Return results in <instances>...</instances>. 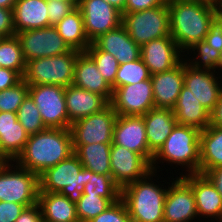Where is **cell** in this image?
I'll return each mask as SVG.
<instances>
[{
    "instance_id": "36",
    "label": "cell",
    "mask_w": 222,
    "mask_h": 222,
    "mask_svg": "<svg viewBox=\"0 0 222 222\" xmlns=\"http://www.w3.org/2000/svg\"><path fill=\"white\" fill-rule=\"evenodd\" d=\"M75 204L79 222H89L113 203L98 195L80 194L75 199Z\"/></svg>"
},
{
    "instance_id": "41",
    "label": "cell",
    "mask_w": 222,
    "mask_h": 222,
    "mask_svg": "<svg viewBox=\"0 0 222 222\" xmlns=\"http://www.w3.org/2000/svg\"><path fill=\"white\" fill-rule=\"evenodd\" d=\"M76 7L77 3L73 0H47L49 26H55Z\"/></svg>"
},
{
    "instance_id": "35",
    "label": "cell",
    "mask_w": 222,
    "mask_h": 222,
    "mask_svg": "<svg viewBox=\"0 0 222 222\" xmlns=\"http://www.w3.org/2000/svg\"><path fill=\"white\" fill-rule=\"evenodd\" d=\"M150 78L151 74L149 69L140 57L133 62H126L119 65L115 83L111 87L114 89L127 84H135Z\"/></svg>"
},
{
    "instance_id": "45",
    "label": "cell",
    "mask_w": 222,
    "mask_h": 222,
    "mask_svg": "<svg viewBox=\"0 0 222 222\" xmlns=\"http://www.w3.org/2000/svg\"><path fill=\"white\" fill-rule=\"evenodd\" d=\"M166 4L165 0H126L122 13H131L151 9Z\"/></svg>"
},
{
    "instance_id": "11",
    "label": "cell",
    "mask_w": 222,
    "mask_h": 222,
    "mask_svg": "<svg viewBox=\"0 0 222 222\" xmlns=\"http://www.w3.org/2000/svg\"><path fill=\"white\" fill-rule=\"evenodd\" d=\"M15 35L20 41L26 62L42 57L57 56L72 50L54 26L21 31Z\"/></svg>"
},
{
    "instance_id": "48",
    "label": "cell",
    "mask_w": 222,
    "mask_h": 222,
    "mask_svg": "<svg viewBox=\"0 0 222 222\" xmlns=\"http://www.w3.org/2000/svg\"><path fill=\"white\" fill-rule=\"evenodd\" d=\"M204 175L211 181L222 197V166L212 168Z\"/></svg>"
},
{
    "instance_id": "12",
    "label": "cell",
    "mask_w": 222,
    "mask_h": 222,
    "mask_svg": "<svg viewBox=\"0 0 222 222\" xmlns=\"http://www.w3.org/2000/svg\"><path fill=\"white\" fill-rule=\"evenodd\" d=\"M110 105L117 115H145L155 107L151 78L114 88Z\"/></svg>"
},
{
    "instance_id": "13",
    "label": "cell",
    "mask_w": 222,
    "mask_h": 222,
    "mask_svg": "<svg viewBox=\"0 0 222 222\" xmlns=\"http://www.w3.org/2000/svg\"><path fill=\"white\" fill-rule=\"evenodd\" d=\"M77 7L82 13L84 30L91 43L122 24V12L104 0H79Z\"/></svg>"
},
{
    "instance_id": "32",
    "label": "cell",
    "mask_w": 222,
    "mask_h": 222,
    "mask_svg": "<svg viewBox=\"0 0 222 222\" xmlns=\"http://www.w3.org/2000/svg\"><path fill=\"white\" fill-rule=\"evenodd\" d=\"M86 181H88L81 194L98 195L108 198L115 203L121 198V188L114 182L111 174H96L86 168Z\"/></svg>"
},
{
    "instance_id": "17",
    "label": "cell",
    "mask_w": 222,
    "mask_h": 222,
    "mask_svg": "<svg viewBox=\"0 0 222 222\" xmlns=\"http://www.w3.org/2000/svg\"><path fill=\"white\" fill-rule=\"evenodd\" d=\"M112 144L132 150L152 163L154 154L149 150L143 116L117 115Z\"/></svg>"
},
{
    "instance_id": "50",
    "label": "cell",
    "mask_w": 222,
    "mask_h": 222,
    "mask_svg": "<svg viewBox=\"0 0 222 222\" xmlns=\"http://www.w3.org/2000/svg\"><path fill=\"white\" fill-rule=\"evenodd\" d=\"M110 5L114 6L119 11L123 12L126 4V0H104Z\"/></svg>"
},
{
    "instance_id": "44",
    "label": "cell",
    "mask_w": 222,
    "mask_h": 222,
    "mask_svg": "<svg viewBox=\"0 0 222 222\" xmlns=\"http://www.w3.org/2000/svg\"><path fill=\"white\" fill-rule=\"evenodd\" d=\"M13 10L0 7V37L15 36Z\"/></svg>"
},
{
    "instance_id": "21",
    "label": "cell",
    "mask_w": 222,
    "mask_h": 222,
    "mask_svg": "<svg viewBox=\"0 0 222 222\" xmlns=\"http://www.w3.org/2000/svg\"><path fill=\"white\" fill-rule=\"evenodd\" d=\"M29 134L17 119V113L0 112V163L14 161L22 152Z\"/></svg>"
},
{
    "instance_id": "27",
    "label": "cell",
    "mask_w": 222,
    "mask_h": 222,
    "mask_svg": "<svg viewBox=\"0 0 222 222\" xmlns=\"http://www.w3.org/2000/svg\"><path fill=\"white\" fill-rule=\"evenodd\" d=\"M13 18L15 33L49 27L47 0H17Z\"/></svg>"
},
{
    "instance_id": "40",
    "label": "cell",
    "mask_w": 222,
    "mask_h": 222,
    "mask_svg": "<svg viewBox=\"0 0 222 222\" xmlns=\"http://www.w3.org/2000/svg\"><path fill=\"white\" fill-rule=\"evenodd\" d=\"M89 222H132L124 201L120 198Z\"/></svg>"
},
{
    "instance_id": "49",
    "label": "cell",
    "mask_w": 222,
    "mask_h": 222,
    "mask_svg": "<svg viewBox=\"0 0 222 222\" xmlns=\"http://www.w3.org/2000/svg\"><path fill=\"white\" fill-rule=\"evenodd\" d=\"M210 125L222 128V92L214 110L210 113Z\"/></svg>"
},
{
    "instance_id": "8",
    "label": "cell",
    "mask_w": 222,
    "mask_h": 222,
    "mask_svg": "<svg viewBox=\"0 0 222 222\" xmlns=\"http://www.w3.org/2000/svg\"><path fill=\"white\" fill-rule=\"evenodd\" d=\"M122 25L140 47L151 40L169 36L168 5L166 3L143 11L122 13Z\"/></svg>"
},
{
    "instance_id": "30",
    "label": "cell",
    "mask_w": 222,
    "mask_h": 222,
    "mask_svg": "<svg viewBox=\"0 0 222 222\" xmlns=\"http://www.w3.org/2000/svg\"><path fill=\"white\" fill-rule=\"evenodd\" d=\"M112 143L72 144L84 168L96 174H111L110 150Z\"/></svg>"
},
{
    "instance_id": "46",
    "label": "cell",
    "mask_w": 222,
    "mask_h": 222,
    "mask_svg": "<svg viewBox=\"0 0 222 222\" xmlns=\"http://www.w3.org/2000/svg\"><path fill=\"white\" fill-rule=\"evenodd\" d=\"M22 80V77L11 69L0 67V91L15 86Z\"/></svg>"
},
{
    "instance_id": "10",
    "label": "cell",
    "mask_w": 222,
    "mask_h": 222,
    "mask_svg": "<svg viewBox=\"0 0 222 222\" xmlns=\"http://www.w3.org/2000/svg\"><path fill=\"white\" fill-rule=\"evenodd\" d=\"M117 113L109 104L102 111L70 125L72 144L112 143Z\"/></svg>"
},
{
    "instance_id": "33",
    "label": "cell",
    "mask_w": 222,
    "mask_h": 222,
    "mask_svg": "<svg viewBox=\"0 0 222 222\" xmlns=\"http://www.w3.org/2000/svg\"><path fill=\"white\" fill-rule=\"evenodd\" d=\"M195 50L196 53L198 52L197 54L195 53ZM190 51L191 53L194 51L193 53L197 56L196 58L190 57L191 60L187 58L185 61L193 68L212 71L218 70V73H220V70L222 72V53L210 47L206 41L202 40L194 43L189 49H187V54H190Z\"/></svg>"
},
{
    "instance_id": "34",
    "label": "cell",
    "mask_w": 222,
    "mask_h": 222,
    "mask_svg": "<svg viewBox=\"0 0 222 222\" xmlns=\"http://www.w3.org/2000/svg\"><path fill=\"white\" fill-rule=\"evenodd\" d=\"M0 66L16 71L21 77L23 76L26 61L16 35L0 39Z\"/></svg>"
},
{
    "instance_id": "39",
    "label": "cell",
    "mask_w": 222,
    "mask_h": 222,
    "mask_svg": "<svg viewBox=\"0 0 222 222\" xmlns=\"http://www.w3.org/2000/svg\"><path fill=\"white\" fill-rule=\"evenodd\" d=\"M28 94L29 85L23 79L15 86L0 91V112L17 113Z\"/></svg>"
},
{
    "instance_id": "26",
    "label": "cell",
    "mask_w": 222,
    "mask_h": 222,
    "mask_svg": "<svg viewBox=\"0 0 222 222\" xmlns=\"http://www.w3.org/2000/svg\"><path fill=\"white\" fill-rule=\"evenodd\" d=\"M172 111L177 124L191 126L200 131L210 125V112L189 93V88L185 85H183Z\"/></svg>"
},
{
    "instance_id": "29",
    "label": "cell",
    "mask_w": 222,
    "mask_h": 222,
    "mask_svg": "<svg viewBox=\"0 0 222 222\" xmlns=\"http://www.w3.org/2000/svg\"><path fill=\"white\" fill-rule=\"evenodd\" d=\"M222 166V128L209 125L200 132V174Z\"/></svg>"
},
{
    "instance_id": "23",
    "label": "cell",
    "mask_w": 222,
    "mask_h": 222,
    "mask_svg": "<svg viewBox=\"0 0 222 222\" xmlns=\"http://www.w3.org/2000/svg\"><path fill=\"white\" fill-rule=\"evenodd\" d=\"M73 85L92 93L99 94L109 103L112 99V87L102 77L95 62L86 52H80L77 56Z\"/></svg>"
},
{
    "instance_id": "2",
    "label": "cell",
    "mask_w": 222,
    "mask_h": 222,
    "mask_svg": "<svg viewBox=\"0 0 222 222\" xmlns=\"http://www.w3.org/2000/svg\"><path fill=\"white\" fill-rule=\"evenodd\" d=\"M73 153L69 128H46L29 135L22 152L13 162L39 176Z\"/></svg>"
},
{
    "instance_id": "19",
    "label": "cell",
    "mask_w": 222,
    "mask_h": 222,
    "mask_svg": "<svg viewBox=\"0 0 222 222\" xmlns=\"http://www.w3.org/2000/svg\"><path fill=\"white\" fill-rule=\"evenodd\" d=\"M180 175L192 187L198 220L200 217H210L212 222L220 221L222 219V197L211 181L200 173L185 175L181 173Z\"/></svg>"
},
{
    "instance_id": "7",
    "label": "cell",
    "mask_w": 222,
    "mask_h": 222,
    "mask_svg": "<svg viewBox=\"0 0 222 222\" xmlns=\"http://www.w3.org/2000/svg\"><path fill=\"white\" fill-rule=\"evenodd\" d=\"M87 182L86 168L75 153L39 175L40 192H59L74 200Z\"/></svg>"
},
{
    "instance_id": "3",
    "label": "cell",
    "mask_w": 222,
    "mask_h": 222,
    "mask_svg": "<svg viewBox=\"0 0 222 222\" xmlns=\"http://www.w3.org/2000/svg\"><path fill=\"white\" fill-rule=\"evenodd\" d=\"M151 171L143 179L132 182L121 189L132 222H164V202L167 188L152 181L156 177ZM161 186V187H160Z\"/></svg>"
},
{
    "instance_id": "52",
    "label": "cell",
    "mask_w": 222,
    "mask_h": 222,
    "mask_svg": "<svg viewBox=\"0 0 222 222\" xmlns=\"http://www.w3.org/2000/svg\"><path fill=\"white\" fill-rule=\"evenodd\" d=\"M211 5H214L222 10V0H199Z\"/></svg>"
},
{
    "instance_id": "14",
    "label": "cell",
    "mask_w": 222,
    "mask_h": 222,
    "mask_svg": "<svg viewBox=\"0 0 222 222\" xmlns=\"http://www.w3.org/2000/svg\"><path fill=\"white\" fill-rule=\"evenodd\" d=\"M110 165L111 176L121 189L152 171L151 164L143 156L115 144H111Z\"/></svg>"
},
{
    "instance_id": "20",
    "label": "cell",
    "mask_w": 222,
    "mask_h": 222,
    "mask_svg": "<svg viewBox=\"0 0 222 222\" xmlns=\"http://www.w3.org/2000/svg\"><path fill=\"white\" fill-rule=\"evenodd\" d=\"M156 108L173 109L184 85V60L173 69L151 75Z\"/></svg>"
},
{
    "instance_id": "22",
    "label": "cell",
    "mask_w": 222,
    "mask_h": 222,
    "mask_svg": "<svg viewBox=\"0 0 222 222\" xmlns=\"http://www.w3.org/2000/svg\"><path fill=\"white\" fill-rule=\"evenodd\" d=\"M92 43L99 50L112 54L119 64L133 62L140 58V46L130 38L122 24L100 35Z\"/></svg>"
},
{
    "instance_id": "9",
    "label": "cell",
    "mask_w": 222,
    "mask_h": 222,
    "mask_svg": "<svg viewBox=\"0 0 222 222\" xmlns=\"http://www.w3.org/2000/svg\"><path fill=\"white\" fill-rule=\"evenodd\" d=\"M29 95L37 105L46 128H70L65 88L58 85H31Z\"/></svg>"
},
{
    "instance_id": "42",
    "label": "cell",
    "mask_w": 222,
    "mask_h": 222,
    "mask_svg": "<svg viewBox=\"0 0 222 222\" xmlns=\"http://www.w3.org/2000/svg\"><path fill=\"white\" fill-rule=\"evenodd\" d=\"M206 41L210 47L222 53V13L210 25L209 32L205 36Z\"/></svg>"
},
{
    "instance_id": "16",
    "label": "cell",
    "mask_w": 222,
    "mask_h": 222,
    "mask_svg": "<svg viewBox=\"0 0 222 222\" xmlns=\"http://www.w3.org/2000/svg\"><path fill=\"white\" fill-rule=\"evenodd\" d=\"M182 52L170 35L151 40L140 47V57L151 75L169 71L179 65L188 57Z\"/></svg>"
},
{
    "instance_id": "37",
    "label": "cell",
    "mask_w": 222,
    "mask_h": 222,
    "mask_svg": "<svg viewBox=\"0 0 222 222\" xmlns=\"http://www.w3.org/2000/svg\"><path fill=\"white\" fill-rule=\"evenodd\" d=\"M17 119L29 135L46 129L39 109L29 94L17 110Z\"/></svg>"
},
{
    "instance_id": "28",
    "label": "cell",
    "mask_w": 222,
    "mask_h": 222,
    "mask_svg": "<svg viewBox=\"0 0 222 222\" xmlns=\"http://www.w3.org/2000/svg\"><path fill=\"white\" fill-rule=\"evenodd\" d=\"M38 204L41 207L43 221L79 222L75 200L59 192H39Z\"/></svg>"
},
{
    "instance_id": "47",
    "label": "cell",
    "mask_w": 222,
    "mask_h": 222,
    "mask_svg": "<svg viewBox=\"0 0 222 222\" xmlns=\"http://www.w3.org/2000/svg\"><path fill=\"white\" fill-rule=\"evenodd\" d=\"M15 222H43L41 207L38 203L26 207Z\"/></svg>"
},
{
    "instance_id": "1",
    "label": "cell",
    "mask_w": 222,
    "mask_h": 222,
    "mask_svg": "<svg viewBox=\"0 0 222 222\" xmlns=\"http://www.w3.org/2000/svg\"><path fill=\"white\" fill-rule=\"evenodd\" d=\"M167 5L170 36L183 54L194 43L205 39L210 25L222 13L220 8L199 0H173Z\"/></svg>"
},
{
    "instance_id": "18",
    "label": "cell",
    "mask_w": 222,
    "mask_h": 222,
    "mask_svg": "<svg viewBox=\"0 0 222 222\" xmlns=\"http://www.w3.org/2000/svg\"><path fill=\"white\" fill-rule=\"evenodd\" d=\"M214 72L193 68L184 59V85L210 113L214 110L222 92V82L219 81L221 77H217Z\"/></svg>"
},
{
    "instance_id": "5",
    "label": "cell",
    "mask_w": 222,
    "mask_h": 222,
    "mask_svg": "<svg viewBox=\"0 0 222 222\" xmlns=\"http://www.w3.org/2000/svg\"><path fill=\"white\" fill-rule=\"evenodd\" d=\"M80 52L72 49L53 57H42L26 62L22 79L29 85H58L67 87L73 84L77 56Z\"/></svg>"
},
{
    "instance_id": "15",
    "label": "cell",
    "mask_w": 222,
    "mask_h": 222,
    "mask_svg": "<svg viewBox=\"0 0 222 222\" xmlns=\"http://www.w3.org/2000/svg\"><path fill=\"white\" fill-rule=\"evenodd\" d=\"M168 186L164 202V222H192L198 218L192 187L181 177Z\"/></svg>"
},
{
    "instance_id": "25",
    "label": "cell",
    "mask_w": 222,
    "mask_h": 222,
    "mask_svg": "<svg viewBox=\"0 0 222 222\" xmlns=\"http://www.w3.org/2000/svg\"><path fill=\"white\" fill-rule=\"evenodd\" d=\"M142 116L145 123L149 150L155 154L171 134L177 124V120L171 109L156 107L150 109Z\"/></svg>"
},
{
    "instance_id": "38",
    "label": "cell",
    "mask_w": 222,
    "mask_h": 222,
    "mask_svg": "<svg viewBox=\"0 0 222 222\" xmlns=\"http://www.w3.org/2000/svg\"><path fill=\"white\" fill-rule=\"evenodd\" d=\"M85 52L93 59L102 77L112 86L120 65L116 58L110 53L99 50L93 43Z\"/></svg>"
},
{
    "instance_id": "4",
    "label": "cell",
    "mask_w": 222,
    "mask_h": 222,
    "mask_svg": "<svg viewBox=\"0 0 222 222\" xmlns=\"http://www.w3.org/2000/svg\"><path fill=\"white\" fill-rule=\"evenodd\" d=\"M200 132L197 128L176 124L165 143L154 154L152 171L156 174V166L162 161L186 168L185 174L200 173Z\"/></svg>"
},
{
    "instance_id": "6",
    "label": "cell",
    "mask_w": 222,
    "mask_h": 222,
    "mask_svg": "<svg viewBox=\"0 0 222 222\" xmlns=\"http://www.w3.org/2000/svg\"><path fill=\"white\" fill-rule=\"evenodd\" d=\"M10 163H0V201L19 203L26 207L37 204L39 176L17 164L14 166L13 161Z\"/></svg>"
},
{
    "instance_id": "51",
    "label": "cell",
    "mask_w": 222,
    "mask_h": 222,
    "mask_svg": "<svg viewBox=\"0 0 222 222\" xmlns=\"http://www.w3.org/2000/svg\"><path fill=\"white\" fill-rule=\"evenodd\" d=\"M16 1L17 0H0V7L13 10Z\"/></svg>"
},
{
    "instance_id": "31",
    "label": "cell",
    "mask_w": 222,
    "mask_h": 222,
    "mask_svg": "<svg viewBox=\"0 0 222 222\" xmlns=\"http://www.w3.org/2000/svg\"><path fill=\"white\" fill-rule=\"evenodd\" d=\"M71 49L85 52L91 42L84 30V20L78 7L54 26Z\"/></svg>"
},
{
    "instance_id": "24",
    "label": "cell",
    "mask_w": 222,
    "mask_h": 222,
    "mask_svg": "<svg viewBox=\"0 0 222 222\" xmlns=\"http://www.w3.org/2000/svg\"><path fill=\"white\" fill-rule=\"evenodd\" d=\"M65 102L69 121L102 111L110 103L101 95L72 85L65 87Z\"/></svg>"
},
{
    "instance_id": "43",
    "label": "cell",
    "mask_w": 222,
    "mask_h": 222,
    "mask_svg": "<svg viewBox=\"0 0 222 222\" xmlns=\"http://www.w3.org/2000/svg\"><path fill=\"white\" fill-rule=\"evenodd\" d=\"M25 208L23 204L0 201V222H15Z\"/></svg>"
}]
</instances>
